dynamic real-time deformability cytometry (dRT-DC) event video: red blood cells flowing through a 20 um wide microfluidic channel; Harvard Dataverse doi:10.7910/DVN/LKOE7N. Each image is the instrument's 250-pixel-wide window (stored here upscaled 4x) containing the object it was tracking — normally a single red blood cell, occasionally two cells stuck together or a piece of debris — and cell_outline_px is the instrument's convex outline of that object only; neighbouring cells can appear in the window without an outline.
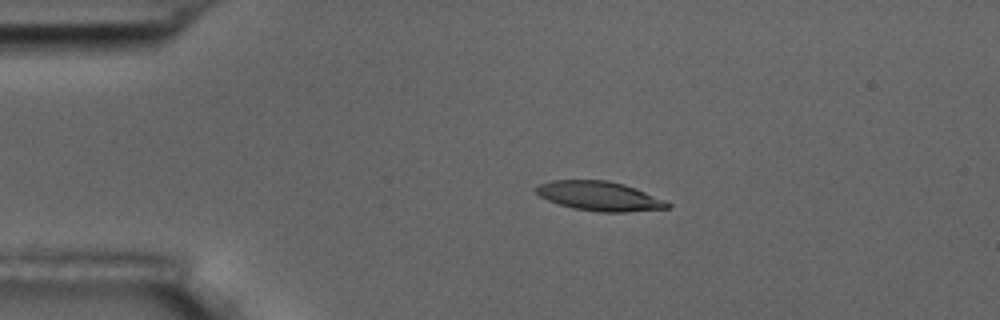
{"species": "common noctule bat (a hibernating species)", "species_latin": "Nyctalus noctula", "temperature_condition": "room temperature", "stored_images_in_passage": 5, "camera_frame_rate_fps": 3000, "um_per_image_px": 0.085, "animal": {"sex": "male", "body_mass_g": 17.5, "forearm_length_mm": 52.3}, "frame": {"image": 1, "passage_image": 2, "time_ms": 1.333, "image_size_px": [1000, 320], "cell_outline_px": [[672, 204], [668, 208], [624, 212], [600, 212], [572, 208], [548, 200], [540, 196], [536, 192], [536, 188], [540, 184], [552, 180], [608, 180], [624, 184], [664, 200]], "centroid_in_image_um": [50.94, 16.67], "position_along_channel_um": 34.1, "area_um2": 22.2}}
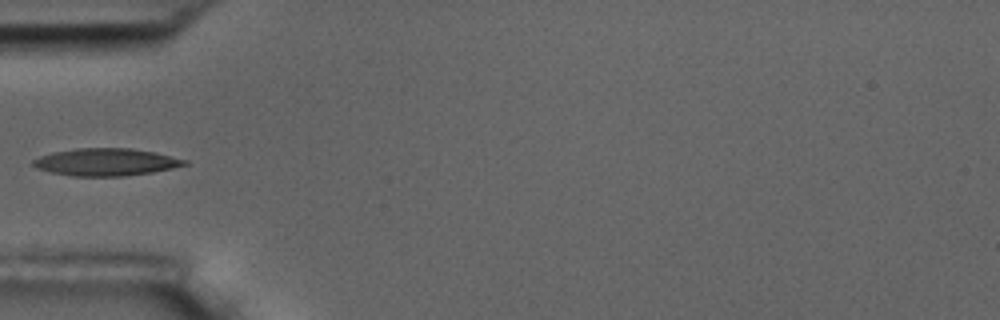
{"frame": {"image": 2, "passage_image": 4, "time_ms": 3.667, "image_size_px": [1000, 320], "cell_outline_px": [[188, 164], [172, 168], [152, 172], [124, 176], [72, 176], [52, 172], [36, 168], [32, 164], [32, 160], [40, 156], [52, 152], [76, 148], [132, 148], [156, 152], [188, 160]], "centroid_in_image_um": [9.01, 13.77], "position_along_channel_um": 76.0, "area_um2": 24.22}}